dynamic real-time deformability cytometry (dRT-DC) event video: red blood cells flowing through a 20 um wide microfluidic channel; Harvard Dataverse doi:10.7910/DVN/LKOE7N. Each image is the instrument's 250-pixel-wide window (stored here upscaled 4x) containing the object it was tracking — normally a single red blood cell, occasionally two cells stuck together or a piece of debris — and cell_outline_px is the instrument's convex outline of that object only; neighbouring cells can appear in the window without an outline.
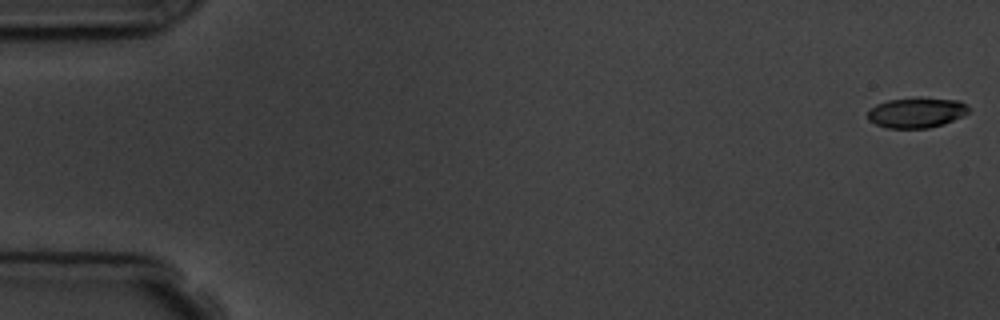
{"species": "common noctule bat (a hibernating species)", "species_latin": "Nyctalus noctula", "temperature_condition": "room temperature", "stored_images_in_passage": 10, "camera_frame_rate_fps": 3000, "um_per_image_px": 0.085, "animal": {"sex": "male", "body_mass_g": 19.5, "forearm_length_mm": 54.6}, "frame": {"image": 1, "passage_image": 1, "time_ms": 0.0, "image_size_px": [1000, 320], "cell_outline_px": [[968, 112], [944, 124], [928, 128], [888, 128], [876, 124], [868, 120], [868, 112], [876, 104], [888, 100], [916, 96], [920, 96], [960, 100], [968, 108]], "centroid_in_image_um": [77.89, 9.54], "position_along_channel_um": 7.1, "area_um2": 17.98}}
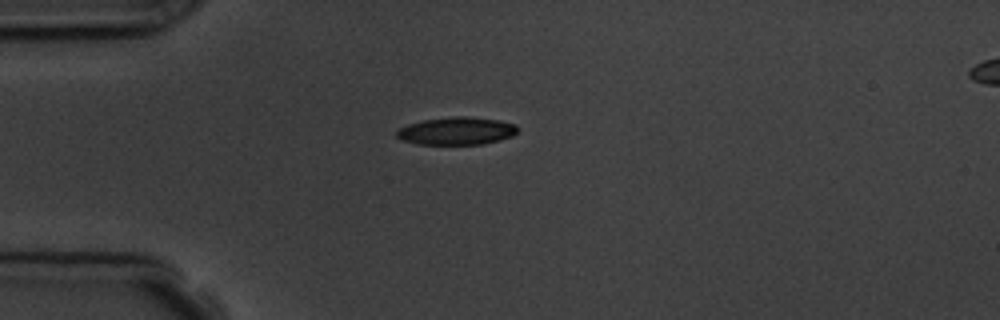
{"frame": {"image": 2, "passage_image": 5, "time_ms": 4.667, "image_size_px": [1000, 320], "cell_outline_px": [[520, 128], [512, 136], [500, 140], [484, 144], [416, 144], [404, 140], [396, 136], [396, 132], [400, 128], [408, 124], [424, 120], [456, 116], [468, 116], [500, 120], [516, 124]], "centroid_in_image_um": [38.86, 11.13], "position_along_channel_um": 46.1, "area_um2": 19.54}}